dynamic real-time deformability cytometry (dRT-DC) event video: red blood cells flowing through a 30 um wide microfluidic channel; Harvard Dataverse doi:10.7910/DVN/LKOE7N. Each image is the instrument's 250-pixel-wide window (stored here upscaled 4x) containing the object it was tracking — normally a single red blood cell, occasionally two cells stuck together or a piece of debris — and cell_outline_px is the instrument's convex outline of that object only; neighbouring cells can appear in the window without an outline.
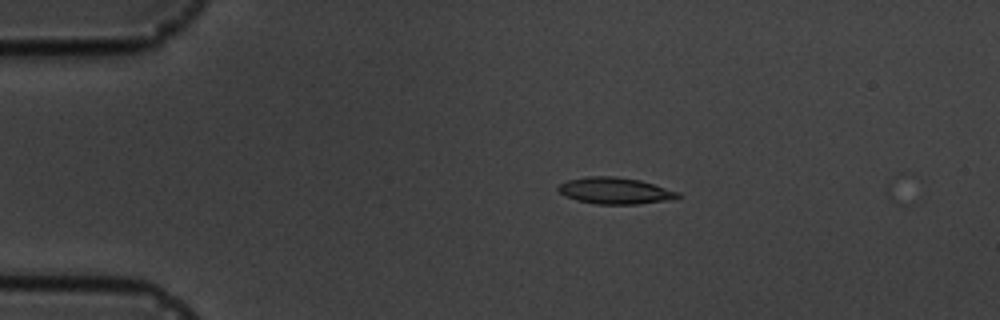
{"species": "common noctule bat (a hibernating species)", "species_latin": "Nyctalus noctula", "temperature_condition": "cold", "stored_images_in_passage": 4, "camera_frame_rate_fps": 3000, "um_per_image_px": 0.085, "animal": {"sex": "male", "body_mass_g": 19.5, "forearm_length_mm": 54.6}, "frame": {"image": 1, "passage_image": 3, "time_ms": 2.333, "image_size_px": [1000, 320], "cell_outline_px": [[680, 196], [676, 200], [636, 204], [596, 204], [576, 200], [564, 196], [556, 188], [560, 184], [568, 180], [584, 176], [612, 176], [640, 180], [680, 192]], "centroid_in_image_um": [52.29, 16.22], "position_along_channel_um": 32.7, "area_um2": 18.67}}